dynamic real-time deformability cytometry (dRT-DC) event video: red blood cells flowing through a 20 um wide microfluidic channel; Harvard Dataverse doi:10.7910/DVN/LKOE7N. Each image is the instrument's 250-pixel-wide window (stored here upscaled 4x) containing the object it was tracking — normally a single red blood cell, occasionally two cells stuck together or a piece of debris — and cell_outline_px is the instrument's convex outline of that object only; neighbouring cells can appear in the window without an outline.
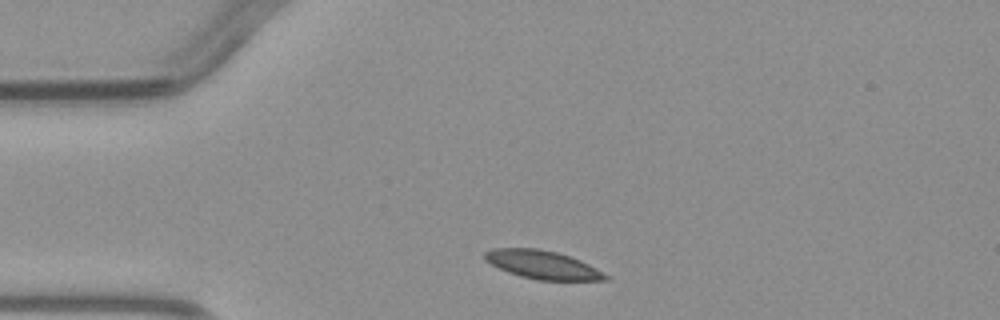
{"species": "common noctule bat (a hibernating species)", "species_latin": "Nyctalus noctula", "temperature_condition": "warm", "stored_images_in_passage": 2, "camera_frame_rate_fps": 3000, "um_per_image_px": 0.085, "animal": {"sex": "male", "body_mass_g": 23.1, "forearm_length_mm": 52.7}, "frame": {"image": 1, "passage_image": 1, "time_ms": 0.0, "image_size_px": [1000, 320], "cell_outline_px": [[608, 280], [536, 280], [520, 276], [508, 272], [484, 260], [484, 252], [492, 248], [540, 248], [556, 252], [580, 260], [604, 272], [608, 276]], "centroid_in_image_um": [46.1, 22.5], "position_along_channel_um": 38.9, "area_um2": 19.88}}